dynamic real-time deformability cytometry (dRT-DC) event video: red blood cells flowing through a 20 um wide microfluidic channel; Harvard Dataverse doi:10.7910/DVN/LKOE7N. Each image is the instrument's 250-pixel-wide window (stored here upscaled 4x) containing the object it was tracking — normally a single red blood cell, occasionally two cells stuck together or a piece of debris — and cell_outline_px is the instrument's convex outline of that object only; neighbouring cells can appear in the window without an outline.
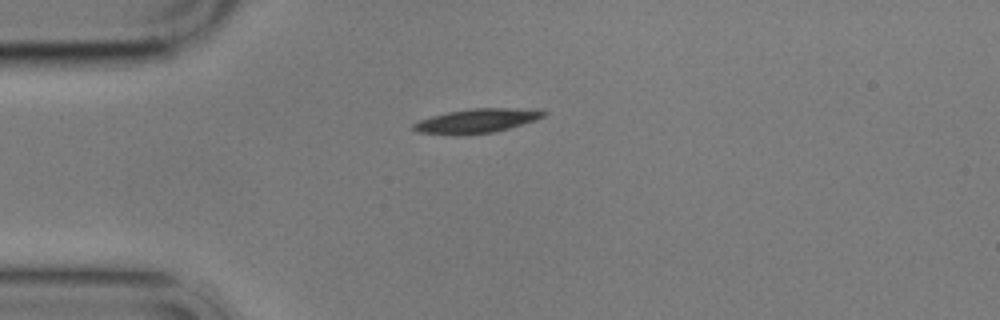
{"species": "common noctule bat (a hibernating species)", "species_latin": "Nyctalus noctula", "temperature_condition": "cold", "stored_images_in_passage": 12, "camera_frame_rate_fps": 3000, "um_per_image_px": 0.085, "animal": {"sex": "male", "body_mass_g": 17.9}, "frame": {"image": 1, "passage_image": 1, "time_ms": 0.0, "image_size_px": [1000, 320], "cell_outline_px": [[548, 112], [544, 116], [536, 120], [496, 132], [460, 136], [420, 132], [412, 128], [412, 124], [420, 120], [432, 116], [448, 112], [472, 108], [508, 108]], "centroid_in_image_um": [40.48, 10.29], "position_along_channel_um": 44.5, "area_um2": 18.21}}
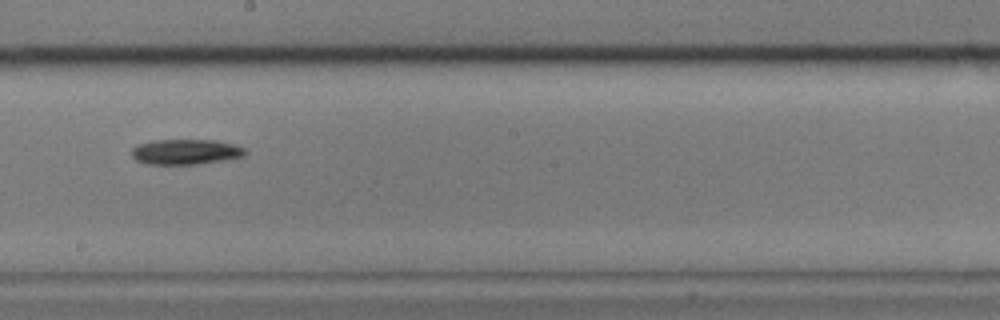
{"frame": {"image": 2, "passage_image": 6, "time_ms": 6.0, "image_size_px": [1000, 320], "cell_outline_px": [[248, 152], [244, 156], [224, 160], [200, 164], [148, 164], [136, 160], [132, 156], [132, 148], [136, 144], [152, 140], [216, 140], [232, 144], [244, 148]], "centroid_in_image_um": [15.77, 12.9], "position_along_channel_um": 232.4, "area_um2": 16.82}}
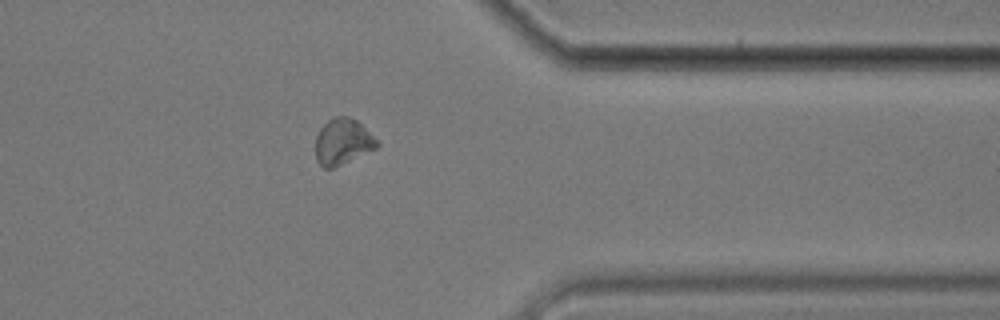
{"frame": {"image": 3, "passage_image": 10, "time_ms": 10.667, "image_size_px": [1000, 320], "cell_outline_px": [[380, 144], [376, 148], [332, 168], [324, 168], [316, 160], [316, 136], [320, 128], [332, 116], [348, 116], [356, 120], [380, 140]], "centroid_in_image_um": [29.14, 12.02], "position_along_channel_um": 382.3, "area_um2": 16.47}, "authors_computed_cell_mechanics": {"area_um2": 16.9065, "velocity_mm_per_s": 3.4445, "shape_relaxation_time_tau1_ms": 4.8652, "shape_relaxation_time_tau2_ms": null, "deformation_change_tau1": 0.0729, "deformation_change_tau2": null}}